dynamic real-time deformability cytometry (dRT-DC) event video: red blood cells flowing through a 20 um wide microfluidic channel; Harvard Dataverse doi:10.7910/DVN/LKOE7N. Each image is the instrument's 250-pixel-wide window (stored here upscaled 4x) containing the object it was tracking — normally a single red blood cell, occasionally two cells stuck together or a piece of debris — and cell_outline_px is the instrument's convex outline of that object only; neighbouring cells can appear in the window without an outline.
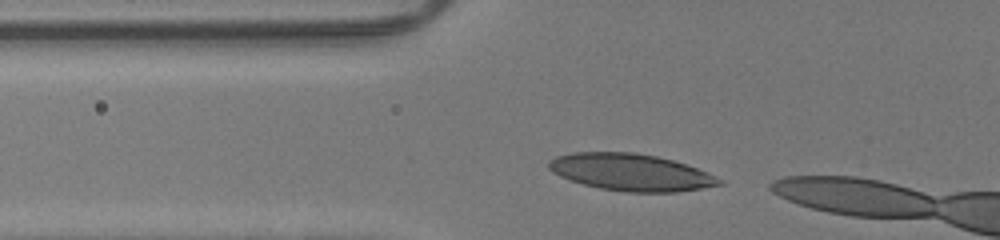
{"species": "human", "species_latin": "Homo sapiens", "temperature_condition": "room temperature", "stored_images_in_passage": 5, "camera_frame_rate_fps": 3000, "um_per_image_px": 0.085, "donor": {"sex": "male"}, "frame": {"image": 1, "passage_image": 2, "time_ms": 0.333, "image_size_px": [1000, 240], "cell_outline_px": [[724, 184], [676, 192], [628, 192], [600, 188], [584, 184], [560, 176], [552, 172], [548, 168], [548, 160], [556, 156], [572, 152], [636, 152], [656, 156], [688, 164], [724, 180]], "centroid_in_image_um": [53.62, 14.63], "position_along_channel_um": 72.2, "area_um2": 36.7}}